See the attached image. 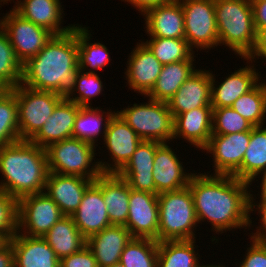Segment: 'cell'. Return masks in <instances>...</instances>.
<instances>
[{
	"instance_id": "cell-13",
	"label": "cell",
	"mask_w": 266,
	"mask_h": 267,
	"mask_svg": "<svg viewBox=\"0 0 266 267\" xmlns=\"http://www.w3.org/2000/svg\"><path fill=\"white\" fill-rule=\"evenodd\" d=\"M250 138L251 131L211 135L208 144L202 151L212 154L213 175L232 176L242 165Z\"/></svg>"
},
{
	"instance_id": "cell-50",
	"label": "cell",
	"mask_w": 266,
	"mask_h": 267,
	"mask_svg": "<svg viewBox=\"0 0 266 267\" xmlns=\"http://www.w3.org/2000/svg\"><path fill=\"white\" fill-rule=\"evenodd\" d=\"M260 175L262 177H260ZM256 178H258V180H259V178H262L260 180L261 181V184H260V188H259V189H261L260 190L261 192H258V193L261 194L260 195L261 198H260L259 202L258 201H256V202L257 203H266V172L259 174Z\"/></svg>"
},
{
	"instance_id": "cell-26",
	"label": "cell",
	"mask_w": 266,
	"mask_h": 267,
	"mask_svg": "<svg viewBox=\"0 0 266 267\" xmlns=\"http://www.w3.org/2000/svg\"><path fill=\"white\" fill-rule=\"evenodd\" d=\"M94 183L102 190L111 225H126L131 188L117 173H102Z\"/></svg>"
},
{
	"instance_id": "cell-32",
	"label": "cell",
	"mask_w": 266,
	"mask_h": 267,
	"mask_svg": "<svg viewBox=\"0 0 266 267\" xmlns=\"http://www.w3.org/2000/svg\"><path fill=\"white\" fill-rule=\"evenodd\" d=\"M88 28L86 25L83 27L76 24L78 67L86 73H96V70L105 69L110 64L111 57L109 49L103 43H91L92 34Z\"/></svg>"
},
{
	"instance_id": "cell-40",
	"label": "cell",
	"mask_w": 266,
	"mask_h": 267,
	"mask_svg": "<svg viewBox=\"0 0 266 267\" xmlns=\"http://www.w3.org/2000/svg\"><path fill=\"white\" fill-rule=\"evenodd\" d=\"M254 126L231 107L213 108L212 135L251 131Z\"/></svg>"
},
{
	"instance_id": "cell-15",
	"label": "cell",
	"mask_w": 266,
	"mask_h": 267,
	"mask_svg": "<svg viewBox=\"0 0 266 267\" xmlns=\"http://www.w3.org/2000/svg\"><path fill=\"white\" fill-rule=\"evenodd\" d=\"M247 66L235 70V72L225 76L220 85L215 81V74L211 72V106L212 108L231 107L233 103L252 90L261 81V72L256 71L253 62L244 58ZM251 62V64H250ZM249 64V65H248Z\"/></svg>"
},
{
	"instance_id": "cell-9",
	"label": "cell",
	"mask_w": 266,
	"mask_h": 267,
	"mask_svg": "<svg viewBox=\"0 0 266 267\" xmlns=\"http://www.w3.org/2000/svg\"><path fill=\"white\" fill-rule=\"evenodd\" d=\"M184 11L185 39L200 51L219 46L214 0H179ZM216 46V47H215Z\"/></svg>"
},
{
	"instance_id": "cell-11",
	"label": "cell",
	"mask_w": 266,
	"mask_h": 267,
	"mask_svg": "<svg viewBox=\"0 0 266 267\" xmlns=\"http://www.w3.org/2000/svg\"><path fill=\"white\" fill-rule=\"evenodd\" d=\"M0 18V26L8 35L15 55L22 65L36 56L53 36L45 28L23 18L13 8Z\"/></svg>"
},
{
	"instance_id": "cell-20",
	"label": "cell",
	"mask_w": 266,
	"mask_h": 267,
	"mask_svg": "<svg viewBox=\"0 0 266 267\" xmlns=\"http://www.w3.org/2000/svg\"><path fill=\"white\" fill-rule=\"evenodd\" d=\"M71 216L86 239L111 225L102 190L94 182L86 189L78 209Z\"/></svg>"
},
{
	"instance_id": "cell-22",
	"label": "cell",
	"mask_w": 266,
	"mask_h": 267,
	"mask_svg": "<svg viewBox=\"0 0 266 267\" xmlns=\"http://www.w3.org/2000/svg\"><path fill=\"white\" fill-rule=\"evenodd\" d=\"M93 182L94 180L80 176L48 172L45 192L64 215L71 216L78 209L84 192Z\"/></svg>"
},
{
	"instance_id": "cell-19",
	"label": "cell",
	"mask_w": 266,
	"mask_h": 267,
	"mask_svg": "<svg viewBox=\"0 0 266 267\" xmlns=\"http://www.w3.org/2000/svg\"><path fill=\"white\" fill-rule=\"evenodd\" d=\"M160 144L157 141L142 140L131 159L117 173L128 182L131 189L156 194L152 171L156 148Z\"/></svg>"
},
{
	"instance_id": "cell-38",
	"label": "cell",
	"mask_w": 266,
	"mask_h": 267,
	"mask_svg": "<svg viewBox=\"0 0 266 267\" xmlns=\"http://www.w3.org/2000/svg\"><path fill=\"white\" fill-rule=\"evenodd\" d=\"M20 141L16 95L11 89L0 92V147Z\"/></svg>"
},
{
	"instance_id": "cell-21",
	"label": "cell",
	"mask_w": 266,
	"mask_h": 267,
	"mask_svg": "<svg viewBox=\"0 0 266 267\" xmlns=\"http://www.w3.org/2000/svg\"><path fill=\"white\" fill-rule=\"evenodd\" d=\"M17 1V2H16ZM13 9L23 18L43 27L53 35H62L71 31L76 24L62 26L63 7L60 0H16Z\"/></svg>"
},
{
	"instance_id": "cell-41",
	"label": "cell",
	"mask_w": 266,
	"mask_h": 267,
	"mask_svg": "<svg viewBox=\"0 0 266 267\" xmlns=\"http://www.w3.org/2000/svg\"><path fill=\"white\" fill-rule=\"evenodd\" d=\"M103 86V82L97 73H86L80 70L74 89L66 99L75 102L80 107H91L92 98L99 96L104 91ZM75 93L77 96H75Z\"/></svg>"
},
{
	"instance_id": "cell-49",
	"label": "cell",
	"mask_w": 266,
	"mask_h": 267,
	"mask_svg": "<svg viewBox=\"0 0 266 267\" xmlns=\"http://www.w3.org/2000/svg\"><path fill=\"white\" fill-rule=\"evenodd\" d=\"M0 267H15V254L11 241L0 247Z\"/></svg>"
},
{
	"instance_id": "cell-33",
	"label": "cell",
	"mask_w": 266,
	"mask_h": 267,
	"mask_svg": "<svg viewBox=\"0 0 266 267\" xmlns=\"http://www.w3.org/2000/svg\"><path fill=\"white\" fill-rule=\"evenodd\" d=\"M166 240L158 242V267H205L199 261L195 241Z\"/></svg>"
},
{
	"instance_id": "cell-39",
	"label": "cell",
	"mask_w": 266,
	"mask_h": 267,
	"mask_svg": "<svg viewBox=\"0 0 266 267\" xmlns=\"http://www.w3.org/2000/svg\"><path fill=\"white\" fill-rule=\"evenodd\" d=\"M23 65L17 59L6 32L0 26V86L12 89L22 83Z\"/></svg>"
},
{
	"instance_id": "cell-43",
	"label": "cell",
	"mask_w": 266,
	"mask_h": 267,
	"mask_svg": "<svg viewBox=\"0 0 266 267\" xmlns=\"http://www.w3.org/2000/svg\"><path fill=\"white\" fill-rule=\"evenodd\" d=\"M245 256L238 267H266V240H260L252 235Z\"/></svg>"
},
{
	"instance_id": "cell-44",
	"label": "cell",
	"mask_w": 266,
	"mask_h": 267,
	"mask_svg": "<svg viewBox=\"0 0 266 267\" xmlns=\"http://www.w3.org/2000/svg\"><path fill=\"white\" fill-rule=\"evenodd\" d=\"M60 263L64 267H98L97 261L87 245L78 252L62 258Z\"/></svg>"
},
{
	"instance_id": "cell-45",
	"label": "cell",
	"mask_w": 266,
	"mask_h": 267,
	"mask_svg": "<svg viewBox=\"0 0 266 267\" xmlns=\"http://www.w3.org/2000/svg\"><path fill=\"white\" fill-rule=\"evenodd\" d=\"M256 40L252 51L245 57L253 63L260 58L266 60V27L255 28ZM257 58V59H256Z\"/></svg>"
},
{
	"instance_id": "cell-46",
	"label": "cell",
	"mask_w": 266,
	"mask_h": 267,
	"mask_svg": "<svg viewBox=\"0 0 266 267\" xmlns=\"http://www.w3.org/2000/svg\"><path fill=\"white\" fill-rule=\"evenodd\" d=\"M253 196L255 197V199H257L256 195H254L252 193L251 194V210H252V213H253V211L255 213H256V211H258L257 213H258V215H260L259 216L260 220H258L260 222H258V223H260V225L256 227L257 229H255L256 230L255 233L252 232V233H249V234H252V236H254L257 239L266 240V203H256L254 201L255 199H254Z\"/></svg>"
},
{
	"instance_id": "cell-16",
	"label": "cell",
	"mask_w": 266,
	"mask_h": 267,
	"mask_svg": "<svg viewBox=\"0 0 266 267\" xmlns=\"http://www.w3.org/2000/svg\"><path fill=\"white\" fill-rule=\"evenodd\" d=\"M162 66L163 64L143 42H137L129 54L127 69L124 72L129 89L146 96L155 85Z\"/></svg>"
},
{
	"instance_id": "cell-36",
	"label": "cell",
	"mask_w": 266,
	"mask_h": 267,
	"mask_svg": "<svg viewBox=\"0 0 266 267\" xmlns=\"http://www.w3.org/2000/svg\"><path fill=\"white\" fill-rule=\"evenodd\" d=\"M161 64L176 63L184 60H196L193 51L185 38L151 37L142 41Z\"/></svg>"
},
{
	"instance_id": "cell-28",
	"label": "cell",
	"mask_w": 266,
	"mask_h": 267,
	"mask_svg": "<svg viewBox=\"0 0 266 267\" xmlns=\"http://www.w3.org/2000/svg\"><path fill=\"white\" fill-rule=\"evenodd\" d=\"M15 254V267H57L60 260L43 237L19 232L10 240Z\"/></svg>"
},
{
	"instance_id": "cell-24",
	"label": "cell",
	"mask_w": 266,
	"mask_h": 267,
	"mask_svg": "<svg viewBox=\"0 0 266 267\" xmlns=\"http://www.w3.org/2000/svg\"><path fill=\"white\" fill-rule=\"evenodd\" d=\"M143 17L149 38H185L184 11L179 0L150 8Z\"/></svg>"
},
{
	"instance_id": "cell-34",
	"label": "cell",
	"mask_w": 266,
	"mask_h": 267,
	"mask_svg": "<svg viewBox=\"0 0 266 267\" xmlns=\"http://www.w3.org/2000/svg\"><path fill=\"white\" fill-rule=\"evenodd\" d=\"M100 107H80L75 118L73 138L84 140L98 146V137L105 136L110 118L115 111L108 109L107 112ZM106 115H105V114ZM105 118V119H104ZM104 121V122H103ZM103 130V131H102Z\"/></svg>"
},
{
	"instance_id": "cell-27",
	"label": "cell",
	"mask_w": 266,
	"mask_h": 267,
	"mask_svg": "<svg viewBox=\"0 0 266 267\" xmlns=\"http://www.w3.org/2000/svg\"><path fill=\"white\" fill-rule=\"evenodd\" d=\"M133 237L123 225H110L90 236L87 246L92 251L98 267H107L120 261L125 246Z\"/></svg>"
},
{
	"instance_id": "cell-54",
	"label": "cell",
	"mask_w": 266,
	"mask_h": 267,
	"mask_svg": "<svg viewBox=\"0 0 266 267\" xmlns=\"http://www.w3.org/2000/svg\"><path fill=\"white\" fill-rule=\"evenodd\" d=\"M14 1V0H0V4L3 6V4H8V2ZM3 2V4H2Z\"/></svg>"
},
{
	"instance_id": "cell-55",
	"label": "cell",
	"mask_w": 266,
	"mask_h": 267,
	"mask_svg": "<svg viewBox=\"0 0 266 267\" xmlns=\"http://www.w3.org/2000/svg\"><path fill=\"white\" fill-rule=\"evenodd\" d=\"M57 267H64L61 263H59L58 265H57Z\"/></svg>"
},
{
	"instance_id": "cell-30",
	"label": "cell",
	"mask_w": 266,
	"mask_h": 267,
	"mask_svg": "<svg viewBox=\"0 0 266 267\" xmlns=\"http://www.w3.org/2000/svg\"><path fill=\"white\" fill-rule=\"evenodd\" d=\"M43 238L59 260L78 252L87 244V239L76 227L72 216L66 215L55 223Z\"/></svg>"
},
{
	"instance_id": "cell-52",
	"label": "cell",
	"mask_w": 266,
	"mask_h": 267,
	"mask_svg": "<svg viewBox=\"0 0 266 267\" xmlns=\"http://www.w3.org/2000/svg\"><path fill=\"white\" fill-rule=\"evenodd\" d=\"M7 241L0 235V247H2Z\"/></svg>"
},
{
	"instance_id": "cell-12",
	"label": "cell",
	"mask_w": 266,
	"mask_h": 267,
	"mask_svg": "<svg viewBox=\"0 0 266 267\" xmlns=\"http://www.w3.org/2000/svg\"><path fill=\"white\" fill-rule=\"evenodd\" d=\"M103 140L112 162L109 160L102 162L98 159L102 173H118L131 159L142 141L117 112L110 118Z\"/></svg>"
},
{
	"instance_id": "cell-4",
	"label": "cell",
	"mask_w": 266,
	"mask_h": 267,
	"mask_svg": "<svg viewBox=\"0 0 266 267\" xmlns=\"http://www.w3.org/2000/svg\"><path fill=\"white\" fill-rule=\"evenodd\" d=\"M219 46L245 58L256 40L251 0H214Z\"/></svg>"
},
{
	"instance_id": "cell-14",
	"label": "cell",
	"mask_w": 266,
	"mask_h": 267,
	"mask_svg": "<svg viewBox=\"0 0 266 267\" xmlns=\"http://www.w3.org/2000/svg\"><path fill=\"white\" fill-rule=\"evenodd\" d=\"M125 227L133 238H150L158 241V195L131 189Z\"/></svg>"
},
{
	"instance_id": "cell-3",
	"label": "cell",
	"mask_w": 266,
	"mask_h": 267,
	"mask_svg": "<svg viewBox=\"0 0 266 267\" xmlns=\"http://www.w3.org/2000/svg\"><path fill=\"white\" fill-rule=\"evenodd\" d=\"M0 190L18 200L45 191L48 175L46 149L30 140L0 147Z\"/></svg>"
},
{
	"instance_id": "cell-51",
	"label": "cell",
	"mask_w": 266,
	"mask_h": 267,
	"mask_svg": "<svg viewBox=\"0 0 266 267\" xmlns=\"http://www.w3.org/2000/svg\"><path fill=\"white\" fill-rule=\"evenodd\" d=\"M225 266H226V265L223 266V265H221L220 263H219V265H215V264H214V265H213V264H212V265H211V264H207V265H205V267H225Z\"/></svg>"
},
{
	"instance_id": "cell-17",
	"label": "cell",
	"mask_w": 266,
	"mask_h": 267,
	"mask_svg": "<svg viewBox=\"0 0 266 267\" xmlns=\"http://www.w3.org/2000/svg\"><path fill=\"white\" fill-rule=\"evenodd\" d=\"M161 143L156 148L152 176L156 187V194L175 191L188 186L193 172L187 173L177 152L168 145Z\"/></svg>"
},
{
	"instance_id": "cell-29",
	"label": "cell",
	"mask_w": 266,
	"mask_h": 267,
	"mask_svg": "<svg viewBox=\"0 0 266 267\" xmlns=\"http://www.w3.org/2000/svg\"><path fill=\"white\" fill-rule=\"evenodd\" d=\"M194 61L196 60L164 64L155 85L146 95L147 99L168 102L180 86L197 70Z\"/></svg>"
},
{
	"instance_id": "cell-25",
	"label": "cell",
	"mask_w": 266,
	"mask_h": 267,
	"mask_svg": "<svg viewBox=\"0 0 266 267\" xmlns=\"http://www.w3.org/2000/svg\"><path fill=\"white\" fill-rule=\"evenodd\" d=\"M79 109L80 106L75 102L63 98L40 131L30 141L46 149L53 143L72 138L75 118Z\"/></svg>"
},
{
	"instance_id": "cell-53",
	"label": "cell",
	"mask_w": 266,
	"mask_h": 267,
	"mask_svg": "<svg viewBox=\"0 0 266 267\" xmlns=\"http://www.w3.org/2000/svg\"><path fill=\"white\" fill-rule=\"evenodd\" d=\"M107 267H125V266H123L120 262H118V263H115L114 265L107 266Z\"/></svg>"
},
{
	"instance_id": "cell-31",
	"label": "cell",
	"mask_w": 266,
	"mask_h": 267,
	"mask_svg": "<svg viewBox=\"0 0 266 267\" xmlns=\"http://www.w3.org/2000/svg\"><path fill=\"white\" fill-rule=\"evenodd\" d=\"M266 172V126L254 127L241 167L232 175L250 184Z\"/></svg>"
},
{
	"instance_id": "cell-42",
	"label": "cell",
	"mask_w": 266,
	"mask_h": 267,
	"mask_svg": "<svg viewBox=\"0 0 266 267\" xmlns=\"http://www.w3.org/2000/svg\"><path fill=\"white\" fill-rule=\"evenodd\" d=\"M18 232V199L0 190V235L10 241Z\"/></svg>"
},
{
	"instance_id": "cell-47",
	"label": "cell",
	"mask_w": 266,
	"mask_h": 267,
	"mask_svg": "<svg viewBox=\"0 0 266 267\" xmlns=\"http://www.w3.org/2000/svg\"><path fill=\"white\" fill-rule=\"evenodd\" d=\"M255 28L266 27V0H251Z\"/></svg>"
},
{
	"instance_id": "cell-23",
	"label": "cell",
	"mask_w": 266,
	"mask_h": 267,
	"mask_svg": "<svg viewBox=\"0 0 266 267\" xmlns=\"http://www.w3.org/2000/svg\"><path fill=\"white\" fill-rule=\"evenodd\" d=\"M213 108H196L174 117L173 140L184 141L202 150L212 135Z\"/></svg>"
},
{
	"instance_id": "cell-35",
	"label": "cell",
	"mask_w": 266,
	"mask_h": 267,
	"mask_svg": "<svg viewBox=\"0 0 266 267\" xmlns=\"http://www.w3.org/2000/svg\"><path fill=\"white\" fill-rule=\"evenodd\" d=\"M263 81V82H262ZM254 127L264 126L266 119V82L261 80L252 90L239 97L231 106Z\"/></svg>"
},
{
	"instance_id": "cell-37",
	"label": "cell",
	"mask_w": 266,
	"mask_h": 267,
	"mask_svg": "<svg viewBox=\"0 0 266 267\" xmlns=\"http://www.w3.org/2000/svg\"><path fill=\"white\" fill-rule=\"evenodd\" d=\"M119 262L125 267H158V241L132 238L122 251Z\"/></svg>"
},
{
	"instance_id": "cell-8",
	"label": "cell",
	"mask_w": 266,
	"mask_h": 267,
	"mask_svg": "<svg viewBox=\"0 0 266 267\" xmlns=\"http://www.w3.org/2000/svg\"><path fill=\"white\" fill-rule=\"evenodd\" d=\"M16 95L20 140H31L63 99L52 91H38L22 84L11 89Z\"/></svg>"
},
{
	"instance_id": "cell-18",
	"label": "cell",
	"mask_w": 266,
	"mask_h": 267,
	"mask_svg": "<svg viewBox=\"0 0 266 267\" xmlns=\"http://www.w3.org/2000/svg\"><path fill=\"white\" fill-rule=\"evenodd\" d=\"M211 71L197 69L167 102L173 118L184 112L211 106Z\"/></svg>"
},
{
	"instance_id": "cell-48",
	"label": "cell",
	"mask_w": 266,
	"mask_h": 267,
	"mask_svg": "<svg viewBox=\"0 0 266 267\" xmlns=\"http://www.w3.org/2000/svg\"><path fill=\"white\" fill-rule=\"evenodd\" d=\"M121 1L132 4L131 6H134V8H136V10H138L139 13L143 15L150 8L170 3L174 0H121Z\"/></svg>"
},
{
	"instance_id": "cell-2",
	"label": "cell",
	"mask_w": 266,
	"mask_h": 267,
	"mask_svg": "<svg viewBox=\"0 0 266 267\" xmlns=\"http://www.w3.org/2000/svg\"><path fill=\"white\" fill-rule=\"evenodd\" d=\"M80 70L75 26L68 33L53 35L36 56L23 64L21 84L33 90L52 91L66 99Z\"/></svg>"
},
{
	"instance_id": "cell-5",
	"label": "cell",
	"mask_w": 266,
	"mask_h": 267,
	"mask_svg": "<svg viewBox=\"0 0 266 267\" xmlns=\"http://www.w3.org/2000/svg\"><path fill=\"white\" fill-rule=\"evenodd\" d=\"M158 242L195 239L198 221L194 199L188 186L158 194Z\"/></svg>"
},
{
	"instance_id": "cell-6",
	"label": "cell",
	"mask_w": 266,
	"mask_h": 267,
	"mask_svg": "<svg viewBox=\"0 0 266 267\" xmlns=\"http://www.w3.org/2000/svg\"><path fill=\"white\" fill-rule=\"evenodd\" d=\"M96 148L90 142L73 137L53 143L46 148L48 171L95 180L102 174L95 158Z\"/></svg>"
},
{
	"instance_id": "cell-7",
	"label": "cell",
	"mask_w": 266,
	"mask_h": 267,
	"mask_svg": "<svg viewBox=\"0 0 266 267\" xmlns=\"http://www.w3.org/2000/svg\"><path fill=\"white\" fill-rule=\"evenodd\" d=\"M144 141L169 143L173 140L174 118L167 102L148 99L116 111Z\"/></svg>"
},
{
	"instance_id": "cell-10",
	"label": "cell",
	"mask_w": 266,
	"mask_h": 267,
	"mask_svg": "<svg viewBox=\"0 0 266 267\" xmlns=\"http://www.w3.org/2000/svg\"><path fill=\"white\" fill-rule=\"evenodd\" d=\"M63 216L45 191L18 200V232L23 235L43 237Z\"/></svg>"
},
{
	"instance_id": "cell-1",
	"label": "cell",
	"mask_w": 266,
	"mask_h": 267,
	"mask_svg": "<svg viewBox=\"0 0 266 267\" xmlns=\"http://www.w3.org/2000/svg\"><path fill=\"white\" fill-rule=\"evenodd\" d=\"M209 173H194L188 184L198 224L210 222L211 231L218 235L238 228L249 230L251 192H254L249 189L251 184L231 175Z\"/></svg>"
}]
</instances>
